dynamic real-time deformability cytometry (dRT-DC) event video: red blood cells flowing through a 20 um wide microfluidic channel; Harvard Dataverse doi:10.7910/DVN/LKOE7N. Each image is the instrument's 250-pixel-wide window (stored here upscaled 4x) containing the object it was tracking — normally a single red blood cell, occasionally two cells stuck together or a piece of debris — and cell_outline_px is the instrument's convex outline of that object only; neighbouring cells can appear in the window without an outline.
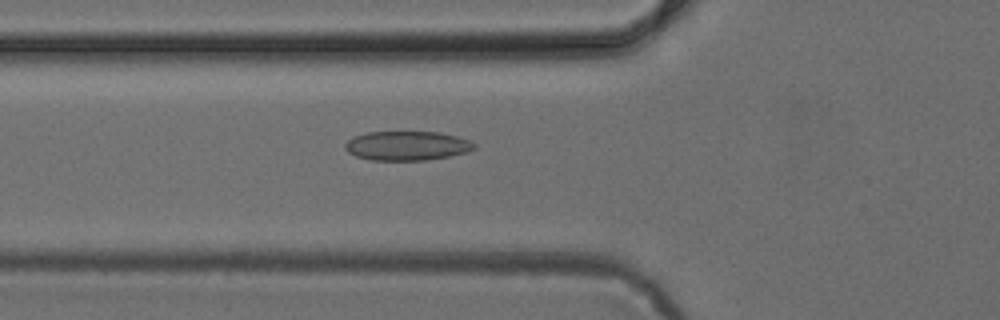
{"species": "common noctule bat (a hibernating species)", "species_latin": "Nyctalus noctula", "temperature_condition": "cold", "stored_images_in_passage": 48, "camera_frame_rate_fps": 3000, "um_per_image_px": 0.085, "animal": {"sex": "female", "body_mass_g": 24.6, "forearm_length_mm": 56.2}, "frame": {"image": 1, "passage_image": 19, "time_ms": 6.0, "image_size_px": [1000, 320], "cell_outline_px": [[476, 148], [468, 152], [428, 160], [368, 160], [356, 156], [348, 152], [344, 148], [344, 144], [348, 140], [356, 136], [368, 132], [440, 132], [472, 140], [476, 144]], "centroid_in_image_um": [34.62, 12.39], "position_along_channel_um": 91.2, "area_um2": 22.14}}
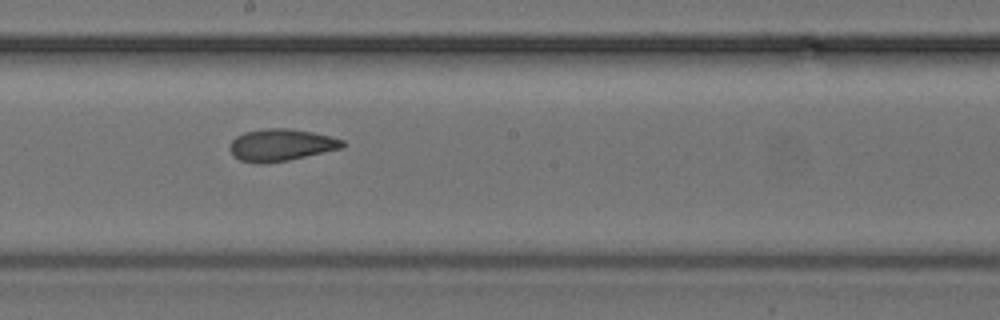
{"frame": {"image": 2, "passage_image": 29, "time_ms": 9.333, "image_size_px": [1000, 320], "cell_outline_px": [[344, 148], [288, 160], [264, 164], [260, 164], [240, 160], [232, 156], [228, 148], [232, 140], [236, 136], [244, 132], [268, 128], [288, 128], [312, 132], [344, 140]], "centroid_in_image_um": [23.85, 12.33], "position_along_channel_um": 224.3, "area_um2": 21.15}}
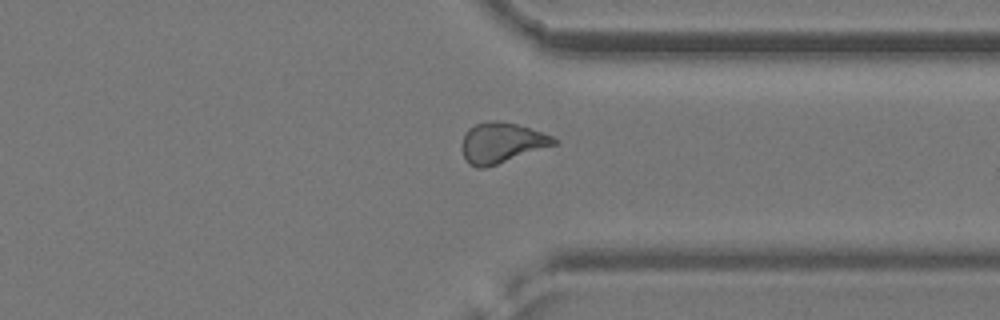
{"frame": {"image": 3, "passage_image": 40, "time_ms": 13.0, "image_size_px": [1000, 320], "cell_outline_px": [[560, 140], [556, 144], [484, 168], [476, 168], [468, 164], [464, 156], [464, 132], [468, 128], [484, 120], [496, 120], [516, 124], [552, 136]], "centroid_in_image_um": [42.62, 12.12], "position_along_channel_um": 368.8, "area_um2": 21.27}}